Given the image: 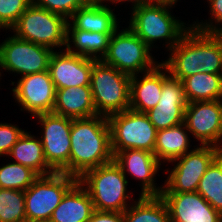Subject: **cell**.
I'll use <instances>...</instances> for the list:
<instances>
[{"mask_svg": "<svg viewBox=\"0 0 222 222\" xmlns=\"http://www.w3.org/2000/svg\"><path fill=\"white\" fill-rule=\"evenodd\" d=\"M70 175L80 178L87 170L113 161L107 117L72 119Z\"/></svg>", "mask_w": 222, "mask_h": 222, "instance_id": "cell-1", "label": "cell"}, {"mask_svg": "<svg viewBox=\"0 0 222 222\" xmlns=\"http://www.w3.org/2000/svg\"><path fill=\"white\" fill-rule=\"evenodd\" d=\"M171 7L154 0L140 4L132 8L129 28L150 48L154 41L164 39L171 50L190 28L173 17L169 11Z\"/></svg>", "mask_w": 222, "mask_h": 222, "instance_id": "cell-2", "label": "cell"}, {"mask_svg": "<svg viewBox=\"0 0 222 222\" xmlns=\"http://www.w3.org/2000/svg\"><path fill=\"white\" fill-rule=\"evenodd\" d=\"M78 181L86 186L94 210L124 212L132 199L127 193L128 180L121 168L114 162L87 170Z\"/></svg>", "mask_w": 222, "mask_h": 222, "instance_id": "cell-3", "label": "cell"}, {"mask_svg": "<svg viewBox=\"0 0 222 222\" xmlns=\"http://www.w3.org/2000/svg\"><path fill=\"white\" fill-rule=\"evenodd\" d=\"M131 76L97 60L92 67L90 89L96 113L101 116L129 109Z\"/></svg>", "mask_w": 222, "mask_h": 222, "instance_id": "cell-4", "label": "cell"}, {"mask_svg": "<svg viewBox=\"0 0 222 222\" xmlns=\"http://www.w3.org/2000/svg\"><path fill=\"white\" fill-rule=\"evenodd\" d=\"M67 23L64 16L38 7L32 2L11 29L22 40L54 49L66 47Z\"/></svg>", "mask_w": 222, "mask_h": 222, "instance_id": "cell-5", "label": "cell"}, {"mask_svg": "<svg viewBox=\"0 0 222 222\" xmlns=\"http://www.w3.org/2000/svg\"><path fill=\"white\" fill-rule=\"evenodd\" d=\"M117 31L110 37L107 54L102 58L105 64L130 76L144 74L159 64L149 52L151 48L129 27Z\"/></svg>", "mask_w": 222, "mask_h": 222, "instance_id": "cell-6", "label": "cell"}, {"mask_svg": "<svg viewBox=\"0 0 222 222\" xmlns=\"http://www.w3.org/2000/svg\"><path fill=\"white\" fill-rule=\"evenodd\" d=\"M113 156L126 149H141L154 153L157 129L145 113L125 110L107 117Z\"/></svg>", "mask_w": 222, "mask_h": 222, "instance_id": "cell-7", "label": "cell"}, {"mask_svg": "<svg viewBox=\"0 0 222 222\" xmlns=\"http://www.w3.org/2000/svg\"><path fill=\"white\" fill-rule=\"evenodd\" d=\"M77 181L78 178L62 172L38 176L24 191L26 219L49 221L65 193Z\"/></svg>", "mask_w": 222, "mask_h": 222, "instance_id": "cell-8", "label": "cell"}, {"mask_svg": "<svg viewBox=\"0 0 222 222\" xmlns=\"http://www.w3.org/2000/svg\"><path fill=\"white\" fill-rule=\"evenodd\" d=\"M53 49L15 35L0 43V68L22 76L48 70Z\"/></svg>", "mask_w": 222, "mask_h": 222, "instance_id": "cell-9", "label": "cell"}, {"mask_svg": "<svg viewBox=\"0 0 222 222\" xmlns=\"http://www.w3.org/2000/svg\"><path fill=\"white\" fill-rule=\"evenodd\" d=\"M222 152L214 146H199L177 158L163 186L162 193L197 191L199 182L212 161Z\"/></svg>", "mask_w": 222, "mask_h": 222, "instance_id": "cell-10", "label": "cell"}, {"mask_svg": "<svg viewBox=\"0 0 222 222\" xmlns=\"http://www.w3.org/2000/svg\"><path fill=\"white\" fill-rule=\"evenodd\" d=\"M37 117L43 127L40 137L47 164L55 171L70 175V130L72 118L54 113H40Z\"/></svg>", "mask_w": 222, "mask_h": 222, "instance_id": "cell-11", "label": "cell"}, {"mask_svg": "<svg viewBox=\"0 0 222 222\" xmlns=\"http://www.w3.org/2000/svg\"><path fill=\"white\" fill-rule=\"evenodd\" d=\"M184 123L201 146H214L222 150V100L187 103Z\"/></svg>", "mask_w": 222, "mask_h": 222, "instance_id": "cell-12", "label": "cell"}, {"mask_svg": "<svg viewBox=\"0 0 222 222\" xmlns=\"http://www.w3.org/2000/svg\"><path fill=\"white\" fill-rule=\"evenodd\" d=\"M13 98L32 117L52 113L56 101V88L49 71L22 76L12 89Z\"/></svg>", "mask_w": 222, "mask_h": 222, "instance_id": "cell-13", "label": "cell"}, {"mask_svg": "<svg viewBox=\"0 0 222 222\" xmlns=\"http://www.w3.org/2000/svg\"><path fill=\"white\" fill-rule=\"evenodd\" d=\"M163 69L164 83L159 102L145 113L157 130L183 123L187 106L182 82L168 74L169 71L164 65Z\"/></svg>", "mask_w": 222, "mask_h": 222, "instance_id": "cell-14", "label": "cell"}, {"mask_svg": "<svg viewBox=\"0 0 222 222\" xmlns=\"http://www.w3.org/2000/svg\"><path fill=\"white\" fill-rule=\"evenodd\" d=\"M96 59L65 52L52 53L48 71L56 89L90 86L91 72Z\"/></svg>", "mask_w": 222, "mask_h": 222, "instance_id": "cell-15", "label": "cell"}, {"mask_svg": "<svg viewBox=\"0 0 222 222\" xmlns=\"http://www.w3.org/2000/svg\"><path fill=\"white\" fill-rule=\"evenodd\" d=\"M114 162L126 175L128 171L135 179L142 180L140 196H160L163 186L157 187L155 174L161 166L154 153L141 149H126L113 156Z\"/></svg>", "mask_w": 222, "mask_h": 222, "instance_id": "cell-16", "label": "cell"}, {"mask_svg": "<svg viewBox=\"0 0 222 222\" xmlns=\"http://www.w3.org/2000/svg\"><path fill=\"white\" fill-rule=\"evenodd\" d=\"M169 211L170 222H220L215 210L197 191L161 193Z\"/></svg>", "mask_w": 222, "mask_h": 222, "instance_id": "cell-17", "label": "cell"}, {"mask_svg": "<svg viewBox=\"0 0 222 222\" xmlns=\"http://www.w3.org/2000/svg\"><path fill=\"white\" fill-rule=\"evenodd\" d=\"M170 53L169 59L161 63L172 77L182 81L186 77L202 72L197 60V30L191 25Z\"/></svg>", "mask_w": 222, "mask_h": 222, "instance_id": "cell-18", "label": "cell"}, {"mask_svg": "<svg viewBox=\"0 0 222 222\" xmlns=\"http://www.w3.org/2000/svg\"><path fill=\"white\" fill-rule=\"evenodd\" d=\"M162 71L163 64L159 63L151 71L145 72L142 79H138V75L131 76L130 110L146 113L158 104L164 83V71Z\"/></svg>", "mask_w": 222, "mask_h": 222, "instance_id": "cell-19", "label": "cell"}, {"mask_svg": "<svg viewBox=\"0 0 222 222\" xmlns=\"http://www.w3.org/2000/svg\"><path fill=\"white\" fill-rule=\"evenodd\" d=\"M52 113L72 119L98 115L90 86L56 89V101Z\"/></svg>", "mask_w": 222, "mask_h": 222, "instance_id": "cell-20", "label": "cell"}, {"mask_svg": "<svg viewBox=\"0 0 222 222\" xmlns=\"http://www.w3.org/2000/svg\"><path fill=\"white\" fill-rule=\"evenodd\" d=\"M94 211L91 197L79 181L64 195L50 222H87Z\"/></svg>", "mask_w": 222, "mask_h": 222, "instance_id": "cell-21", "label": "cell"}, {"mask_svg": "<svg viewBox=\"0 0 222 222\" xmlns=\"http://www.w3.org/2000/svg\"><path fill=\"white\" fill-rule=\"evenodd\" d=\"M75 29L97 33H114L119 25L116 15L108 5L89 0L69 18Z\"/></svg>", "mask_w": 222, "mask_h": 222, "instance_id": "cell-22", "label": "cell"}, {"mask_svg": "<svg viewBox=\"0 0 222 222\" xmlns=\"http://www.w3.org/2000/svg\"><path fill=\"white\" fill-rule=\"evenodd\" d=\"M112 34L113 33H97L78 30L71 25L70 21H68L67 41L64 49L72 54L102 60V58L107 54L109 40ZM70 39L72 40L70 41ZM70 42H73L72 44H74L77 51H75V49H71L72 46L70 45Z\"/></svg>", "mask_w": 222, "mask_h": 222, "instance_id": "cell-23", "label": "cell"}, {"mask_svg": "<svg viewBox=\"0 0 222 222\" xmlns=\"http://www.w3.org/2000/svg\"><path fill=\"white\" fill-rule=\"evenodd\" d=\"M8 156L25 167L33 170L38 176L49 175L55 171L47 164L40 139H36L27 131L18 139Z\"/></svg>", "mask_w": 222, "mask_h": 222, "instance_id": "cell-24", "label": "cell"}, {"mask_svg": "<svg viewBox=\"0 0 222 222\" xmlns=\"http://www.w3.org/2000/svg\"><path fill=\"white\" fill-rule=\"evenodd\" d=\"M187 132L189 131L184 122L171 128L157 130L154 155L160 163L163 160L172 162L191 151Z\"/></svg>", "mask_w": 222, "mask_h": 222, "instance_id": "cell-25", "label": "cell"}, {"mask_svg": "<svg viewBox=\"0 0 222 222\" xmlns=\"http://www.w3.org/2000/svg\"><path fill=\"white\" fill-rule=\"evenodd\" d=\"M181 82L187 103L222 100V74L201 72Z\"/></svg>", "mask_w": 222, "mask_h": 222, "instance_id": "cell-26", "label": "cell"}, {"mask_svg": "<svg viewBox=\"0 0 222 222\" xmlns=\"http://www.w3.org/2000/svg\"><path fill=\"white\" fill-rule=\"evenodd\" d=\"M197 60L202 72L222 74V38L217 33L197 30Z\"/></svg>", "mask_w": 222, "mask_h": 222, "instance_id": "cell-27", "label": "cell"}, {"mask_svg": "<svg viewBox=\"0 0 222 222\" xmlns=\"http://www.w3.org/2000/svg\"><path fill=\"white\" fill-rule=\"evenodd\" d=\"M123 212L124 222H170L169 211L161 196H139Z\"/></svg>", "mask_w": 222, "mask_h": 222, "instance_id": "cell-28", "label": "cell"}, {"mask_svg": "<svg viewBox=\"0 0 222 222\" xmlns=\"http://www.w3.org/2000/svg\"><path fill=\"white\" fill-rule=\"evenodd\" d=\"M197 192L217 211H222V152L202 176Z\"/></svg>", "mask_w": 222, "mask_h": 222, "instance_id": "cell-29", "label": "cell"}, {"mask_svg": "<svg viewBox=\"0 0 222 222\" xmlns=\"http://www.w3.org/2000/svg\"><path fill=\"white\" fill-rule=\"evenodd\" d=\"M37 177L28 167L17 162L8 163L0 167V188L25 191Z\"/></svg>", "mask_w": 222, "mask_h": 222, "instance_id": "cell-30", "label": "cell"}, {"mask_svg": "<svg viewBox=\"0 0 222 222\" xmlns=\"http://www.w3.org/2000/svg\"><path fill=\"white\" fill-rule=\"evenodd\" d=\"M25 219L24 191L0 188V222H23Z\"/></svg>", "mask_w": 222, "mask_h": 222, "instance_id": "cell-31", "label": "cell"}, {"mask_svg": "<svg viewBox=\"0 0 222 222\" xmlns=\"http://www.w3.org/2000/svg\"><path fill=\"white\" fill-rule=\"evenodd\" d=\"M32 0H0V28L11 29Z\"/></svg>", "mask_w": 222, "mask_h": 222, "instance_id": "cell-32", "label": "cell"}, {"mask_svg": "<svg viewBox=\"0 0 222 222\" xmlns=\"http://www.w3.org/2000/svg\"><path fill=\"white\" fill-rule=\"evenodd\" d=\"M88 1L89 0H32L38 7L62 15L68 19V21L72 14Z\"/></svg>", "mask_w": 222, "mask_h": 222, "instance_id": "cell-33", "label": "cell"}, {"mask_svg": "<svg viewBox=\"0 0 222 222\" xmlns=\"http://www.w3.org/2000/svg\"><path fill=\"white\" fill-rule=\"evenodd\" d=\"M24 132L18 125L0 123V156H8L12 147Z\"/></svg>", "mask_w": 222, "mask_h": 222, "instance_id": "cell-34", "label": "cell"}, {"mask_svg": "<svg viewBox=\"0 0 222 222\" xmlns=\"http://www.w3.org/2000/svg\"><path fill=\"white\" fill-rule=\"evenodd\" d=\"M209 4H210V11H211V19L214 20L215 24L213 25L214 22H212L213 20H210L211 22H198L194 24H192L191 26L199 31L202 32H215L219 29L218 25L219 23H222V0H208ZM218 23V24H216Z\"/></svg>", "mask_w": 222, "mask_h": 222, "instance_id": "cell-35", "label": "cell"}, {"mask_svg": "<svg viewBox=\"0 0 222 222\" xmlns=\"http://www.w3.org/2000/svg\"><path fill=\"white\" fill-rule=\"evenodd\" d=\"M87 222H124V216L122 212L94 210Z\"/></svg>", "mask_w": 222, "mask_h": 222, "instance_id": "cell-36", "label": "cell"}, {"mask_svg": "<svg viewBox=\"0 0 222 222\" xmlns=\"http://www.w3.org/2000/svg\"><path fill=\"white\" fill-rule=\"evenodd\" d=\"M96 1H98L99 3H103V5H104V2H112V3H120V2H125V1H130V2H132V4H133V7L132 8H134V7H136V6H138V5H140V4H142V3H145V2H148V1H150V0H96Z\"/></svg>", "mask_w": 222, "mask_h": 222, "instance_id": "cell-37", "label": "cell"}, {"mask_svg": "<svg viewBox=\"0 0 222 222\" xmlns=\"http://www.w3.org/2000/svg\"><path fill=\"white\" fill-rule=\"evenodd\" d=\"M154 1L174 6L175 3H177L178 0H154Z\"/></svg>", "mask_w": 222, "mask_h": 222, "instance_id": "cell-38", "label": "cell"}, {"mask_svg": "<svg viewBox=\"0 0 222 222\" xmlns=\"http://www.w3.org/2000/svg\"><path fill=\"white\" fill-rule=\"evenodd\" d=\"M23 222H50V221H38V220H28V219H25Z\"/></svg>", "mask_w": 222, "mask_h": 222, "instance_id": "cell-39", "label": "cell"}, {"mask_svg": "<svg viewBox=\"0 0 222 222\" xmlns=\"http://www.w3.org/2000/svg\"><path fill=\"white\" fill-rule=\"evenodd\" d=\"M216 33L222 38V27H220Z\"/></svg>", "mask_w": 222, "mask_h": 222, "instance_id": "cell-40", "label": "cell"}, {"mask_svg": "<svg viewBox=\"0 0 222 222\" xmlns=\"http://www.w3.org/2000/svg\"><path fill=\"white\" fill-rule=\"evenodd\" d=\"M220 222H222V211L220 212Z\"/></svg>", "mask_w": 222, "mask_h": 222, "instance_id": "cell-41", "label": "cell"}]
</instances>
